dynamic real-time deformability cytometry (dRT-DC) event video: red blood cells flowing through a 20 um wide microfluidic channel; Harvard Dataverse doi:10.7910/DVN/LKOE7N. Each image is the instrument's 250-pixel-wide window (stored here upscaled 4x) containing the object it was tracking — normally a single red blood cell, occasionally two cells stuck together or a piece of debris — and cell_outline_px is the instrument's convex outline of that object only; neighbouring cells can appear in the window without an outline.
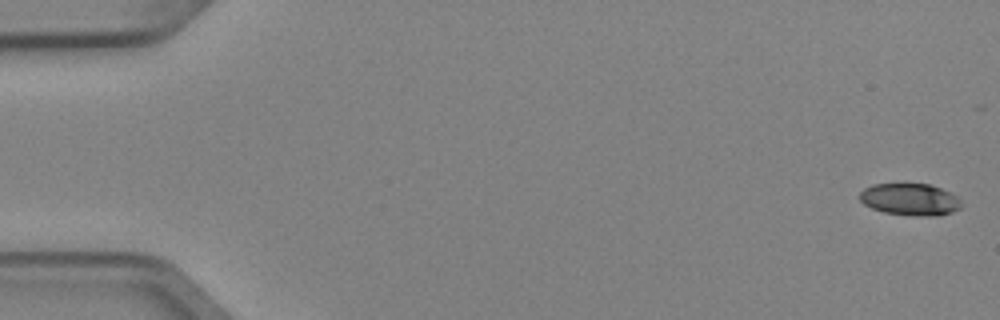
{"species": "Egyptian fruit bat (a non-hibernating species)", "species_latin": "Rousettus aegyptiacus", "temperature_condition": "cold", "stored_images_in_passage": 4, "camera_frame_rate_fps": 3000, "um_per_image_px": 0.085, "animal": {"sex": "female"}, "frame": {"image": 1, "passage_image": 1, "time_ms": 0.0, "image_size_px": [1000, 320], "cell_outline_px": [[960, 208], [952, 212], [940, 216], [912, 216], [884, 212], [872, 208], [864, 204], [860, 200], [860, 192], [864, 188], [872, 184], [928, 184], [940, 188], [956, 196], [960, 200]], "centroid_in_image_um": [77.34, 16.96], "position_along_channel_um": 7.7, "area_um2": 18.9}}
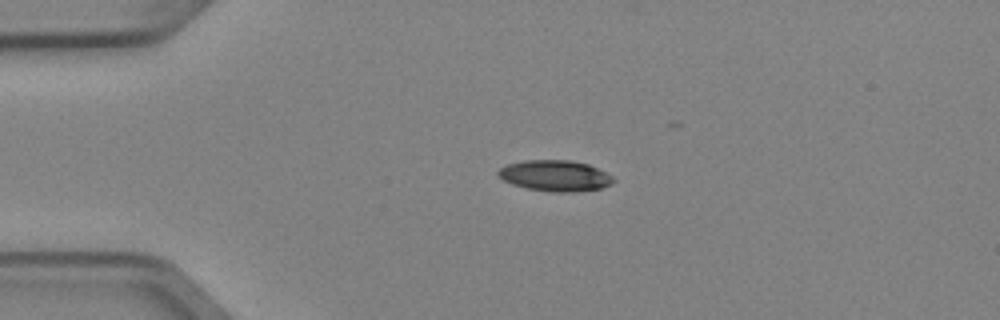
{"frame": {"image": 2, "passage_image": 4, "time_ms": 1.0, "image_size_px": [1000, 320], "cell_outline_px": [[616, 180], [612, 184], [604, 188], [576, 192], [548, 192], [528, 188], [512, 184], [496, 176], [496, 172], [500, 168], [508, 164], [524, 160], [568, 160], [588, 164], [612, 176]], "centroid_in_image_um": [47.18, 14.95], "position_along_channel_um": 37.8, "area_um2": 20.92}}